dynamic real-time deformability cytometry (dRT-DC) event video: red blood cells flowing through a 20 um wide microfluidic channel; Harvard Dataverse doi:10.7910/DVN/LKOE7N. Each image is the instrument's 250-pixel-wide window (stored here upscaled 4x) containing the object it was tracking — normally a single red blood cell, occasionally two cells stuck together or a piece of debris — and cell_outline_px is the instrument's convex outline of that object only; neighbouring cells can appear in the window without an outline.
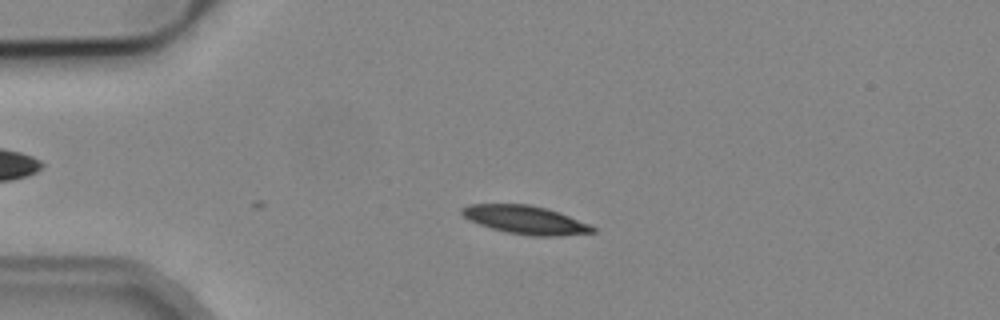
{"species": "common noctule bat (a hibernating species)", "species_latin": "Nyctalus noctula", "temperature_condition": "cold", "stored_images_in_passage": 35, "camera_frame_rate_fps": 3000, "um_per_image_px": 0.085, "animal": {"sex": "male", "body_mass_g": 19.2, "forearm_length_mm": 51.8}, "frame": {"image": 1, "passage_image": 1, "time_ms": 0.0, "image_size_px": [1000, 320], "cell_outline_px": [[596, 232], [556, 236], [532, 236], [508, 232], [492, 228], [468, 220], [460, 212], [460, 208], [468, 204], [528, 204], [544, 208], [568, 216], [588, 224], [596, 228]], "centroid_in_image_um": [44.62, 18.68], "position_along_channel_um": 40.4, "area_um2": 21.27}}
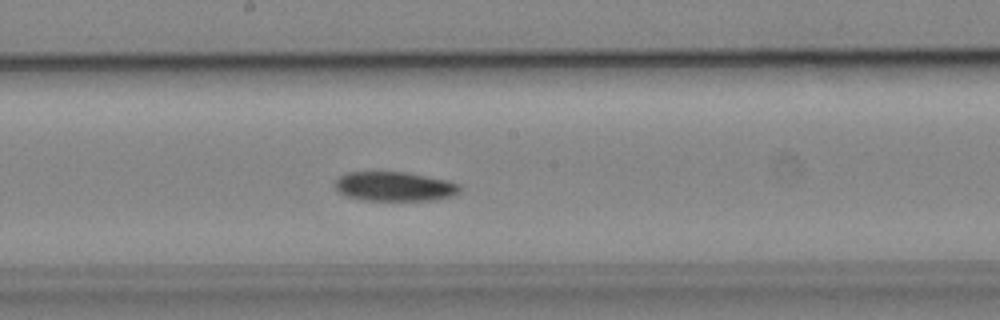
{"frame": {"image": 2, "passage_image": 17, "time_ms": 5.333, "image_size_px": [1000, 320], "cell_outline_px": [[460, 192], [452, 196], [436, 200], [364, 200], [348, 196], [340, 192], [336, 188], [336, 180], [340, 176], [348, 172], [404, 172], [448, 180], [460, 184]], "centroid_in_image_um": [33.58, 15.85], "position_along_channel_um": 214.6, "area_um2": 21.21}}
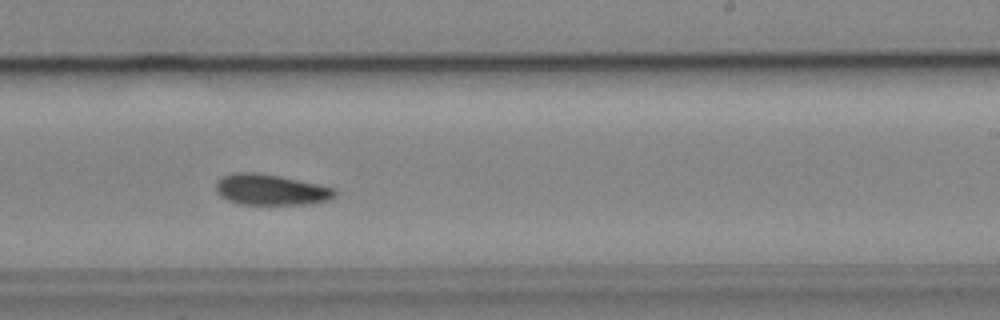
{"frame": {"image": 3, "passage_image": 21, "time_ms": 6.667, "image_size_px": [1000, 320], "cell_outline_px": [[336, 196], [328, 200], [308, 204], [240, 204], [228, 200], [220, 196], [216, 192], [216, 184], [224, 176], [232, 172], [256, 172], [280, 176], [336, 188]], "centroid_in_image_um": [23.03, 16.12], "position_along_channel_um": 266.0, "area_um2": 21.33}, "authors_computed_cell_mechanics": {"area_um2": 21.386, "velocity_mm_per_s": 3.8579, "shape_relaxation_time_tau1_ms": 9.795, "shape_relaxation_time_tau2_ms": null, "deformation_change_tau1": 0.1737, "deformation_change_tau2": null}}